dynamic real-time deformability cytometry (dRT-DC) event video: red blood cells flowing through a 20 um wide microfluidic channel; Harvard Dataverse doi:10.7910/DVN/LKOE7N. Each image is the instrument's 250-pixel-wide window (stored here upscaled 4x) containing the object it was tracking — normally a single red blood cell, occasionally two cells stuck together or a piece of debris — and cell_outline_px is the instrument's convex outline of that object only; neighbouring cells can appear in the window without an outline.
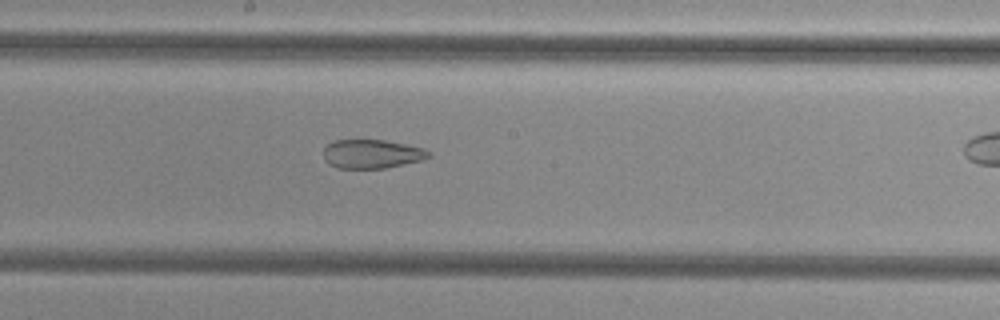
{"species": "common noctule bat (a hibernating species)", "species_latin": "Nyctalus noctula", "temperature_condition": "cold", "stored_images_in_passage": 27, "camera_frame_rate_fps": 3000, "um_per_image_px": 0.085, "animal": {"sex": "female", "body_mass_g": 29.2, "forearm_length_mm": 56.3}, "frame": {"image": 1, "passage_image": 16, "time_ms": 5.0, "image_size_px": [1000, 320], "cell_outline_px": [[432, 156], [424, 160], [384, 168], [336, 168], [328, 164], [324, 160], [324, 148], [332, 140], [384, 140], [424, 148], [432, 152]], "centroid_in_image_um": [31.62, 13.09], "position_along_channel_um": 216.6, "area_um2": 17.86}}